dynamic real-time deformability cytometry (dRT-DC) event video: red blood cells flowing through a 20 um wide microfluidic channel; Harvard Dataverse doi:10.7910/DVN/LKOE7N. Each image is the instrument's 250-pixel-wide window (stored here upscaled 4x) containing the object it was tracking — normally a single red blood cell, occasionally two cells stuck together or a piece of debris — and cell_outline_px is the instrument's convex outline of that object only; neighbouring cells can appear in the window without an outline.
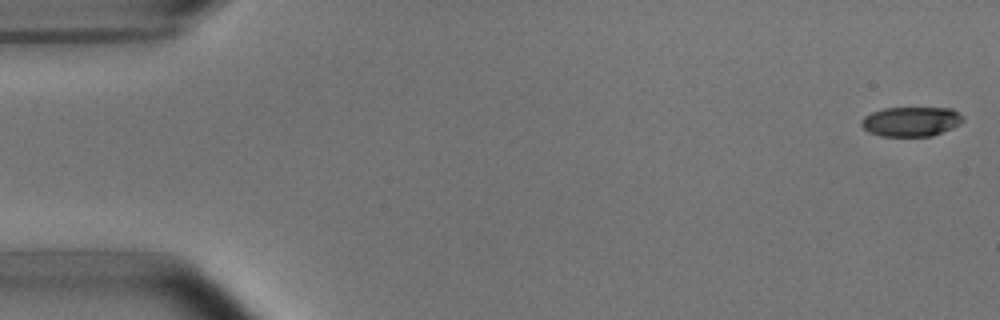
{"species": "common noctule bat (a hibernating species)", "species_latin": "Nyctalus noctula", "temperature_condition": "room temperature", "stored_images_in_passage": 52, "camera_frame_rate_fps": 3000, "um_per_image_px": 0.085, "animal": {"sex": "male", "body_mass_g": 15.6}, "frame": {"image": 1, "passage_image": 1, "time_ms": 0.0, "image_size_px": [1000, 320], "cell_outline_px": [[964, 120], [960, 124], [952, 128], [932, 136], [880, 136], [868, 132], [860, 124], [860, 120], [864, 116], [872, 112], [884, 108], [952, 108], [964, 116]], "centroid_in_image_um": [77.44, 10.33], "position_along_channel_um": 7.6, "area_um2": 17.69}}
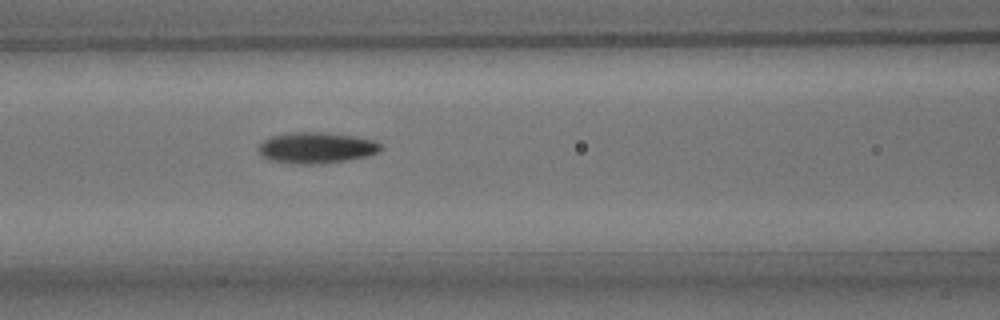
{"frame": {"image": 2, "passage_image": 22, "time_ms": 7.0, "image_size_px": [1000, 320], "cell_outline_px": [[380, 152], [368, 156], [348, 160], [312, 164], [292, 164], [268, 160], [260, 156], [256, 148], [264, 140], [272, 136], [288, 132], [324, 132], [352, 136], [376, 140], [380, 144]], "centroid_in_image_um": [26.84, 12.56], "position_along_channel_um": 139.8, "area_um2": 22.37}}
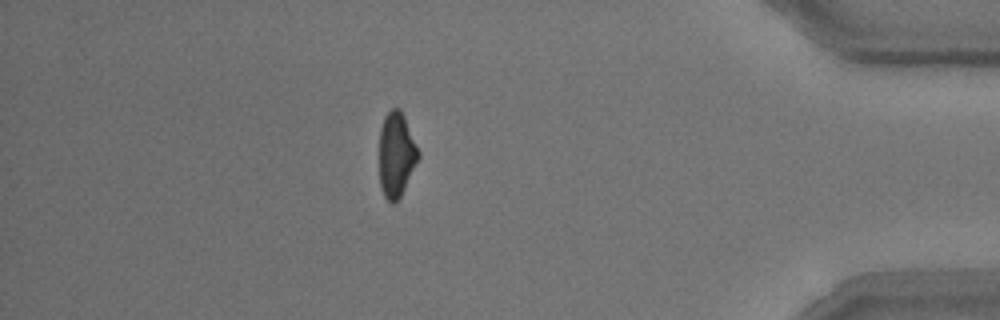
{"frame": {"image": 3, "passage_image": 46, "time_ms": 15.0, "image_size_px": [1000, 320], "cell_outline_px": [[420, 156], [400, 196], [392, 204], [384, 196], [380, 184], [380, 128], [384, 116], [392, 108], [400, 108], [404, 116], [420, 152]], "centroid_in_image_um": [33.69, 13.11], "position_along_channel_um": 401.5, "area_um2": 19.07}, "authors_computed_cell_mechanics": {"area_um2": 20.23, "velocity_mm_per_s": 3.7927, "shape_relaxation_time_tau1_ms": 3.1818, "shape_relaxation_time_tau2_ms": 3.1368, "deformation_change_tau1": 0.151, "deformation_change_tau2": 0.1064}}